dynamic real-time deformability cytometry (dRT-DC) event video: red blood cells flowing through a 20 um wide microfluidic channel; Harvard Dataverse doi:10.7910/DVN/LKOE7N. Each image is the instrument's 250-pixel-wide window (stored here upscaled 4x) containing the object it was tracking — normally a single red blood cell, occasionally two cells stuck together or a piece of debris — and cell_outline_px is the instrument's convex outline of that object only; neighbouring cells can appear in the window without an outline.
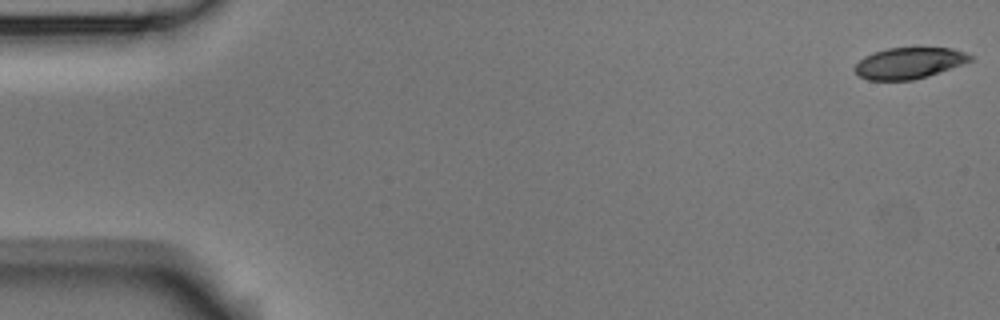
{"species": "Egyptian fruit bat (a non-hibernating species)", "species_latin": "Rousettus aegyptiacus", "temperature_condition": "room temperature", "stored_images_in_passage": 4, "camera_frame_rate_fps": 3000, "um_per_image_px": 0.085, "animal": {"sex": "male"}, "frame": {"image": 1, "passage_image": 1, "time_ms": 0.0, "image_size_px": [1000, 320], "cell_outline_px": [[976, 56], [972, 60], [928, 76], [912, 80], [868, 80], [860, 76], [852, 68], [864, 56], [888, 48], [952, 48]], "centroid_in_image_um": [77.27, 5.36], "position_along_channel_um": 7.7, "area_um2": 20.81}}
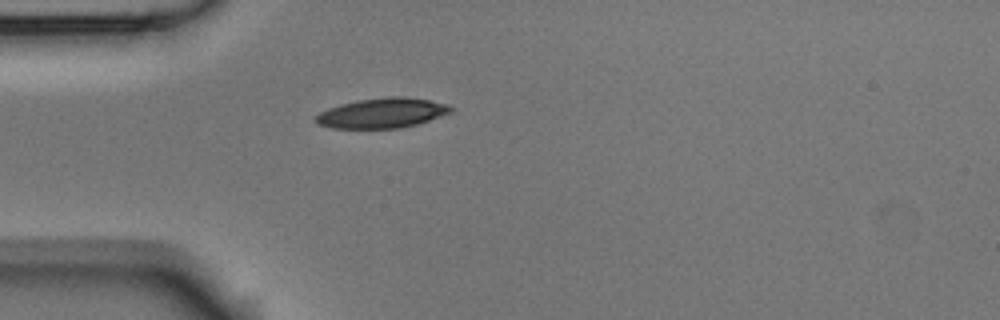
{"frame": {"image": 2, "passage_image": 4, "time_ms": 1.0, "image_size_px": [1000, 320], "cell_outline_px": [[456, 108], [452, 112], [416, 124], [400, 128], [332, 128], [316, 124], [312, 120], [320, 112], [328, 108], [340, 104], [360, 100], [388, 96], [404, 96], [428, 100], [448, 104]], "centroid_in_image_um": [32.47, 9.6], "position_along_channel_um": 52.5, "area_um2": 23.64}}